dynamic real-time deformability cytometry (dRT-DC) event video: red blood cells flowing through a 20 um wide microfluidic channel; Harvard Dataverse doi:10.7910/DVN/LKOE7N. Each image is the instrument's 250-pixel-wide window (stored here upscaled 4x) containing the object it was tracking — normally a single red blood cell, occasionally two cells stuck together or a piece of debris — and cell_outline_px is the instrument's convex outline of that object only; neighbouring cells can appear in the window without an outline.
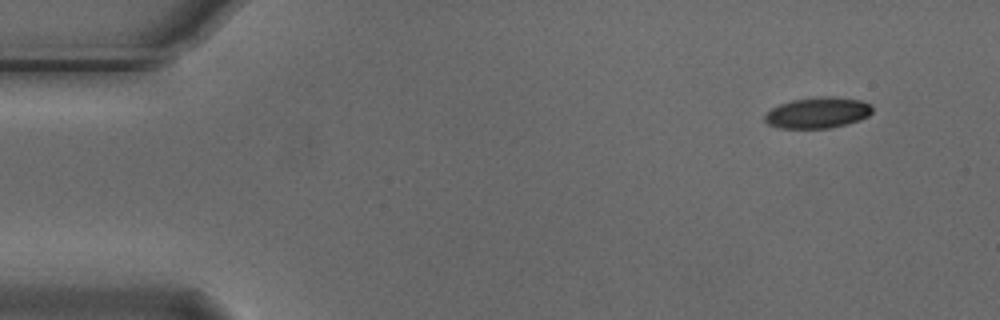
{"species": "Egyptian fruit bat (a non-hibernating species)", "species_latin": "Rousettus aegyptiacus", "temperature_condition": "cold", "stored_images_in_passage": 4, "camera_frame_rate_fps": 3000, "um_per_image_px": 0.085, "animal": {"sex": "male"}, "frame": {"image": 1, "passage_image": 1, "time_ms": 0.0, "image_size_px": [1000, 320], "cell_outline_px": [[872, 112], [868, 116], [860, 120], [828, 128], [776, 128], [768, 124], [764, 120], [764, 116], [772, 108], [780, 104], [792, 100], [820, 96], [832, 96], [860, 100], [872, 104]], "centroid_in_image_um": [69.5, 9.58], "position_along_channel_um": 15.5, "area_um2": 19.42}}
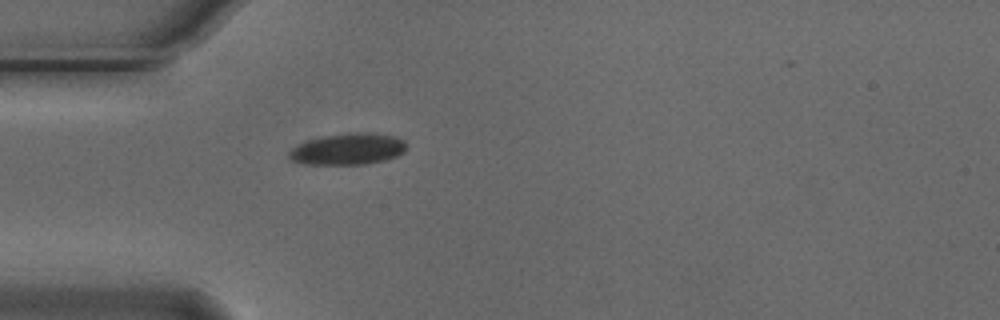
{"frame": {"image": 2, "passage_image": 4, "time_ms": 1.0, "image_size_px": [1000, 320], "cell_outline_px": [[404, 152], [396, 156], [384, 160], [364, 164], [304, 164], [292, 160], [288, 156], [288, 152], [296, 144], [308, 140], [324, 136], [348, 132], [376, 132], [396, 136], [404, 140]], "centroid_in_image_um": [29.56, 12.65], "position_along_channel_um": 55.4, "area_um2": 21.62}}